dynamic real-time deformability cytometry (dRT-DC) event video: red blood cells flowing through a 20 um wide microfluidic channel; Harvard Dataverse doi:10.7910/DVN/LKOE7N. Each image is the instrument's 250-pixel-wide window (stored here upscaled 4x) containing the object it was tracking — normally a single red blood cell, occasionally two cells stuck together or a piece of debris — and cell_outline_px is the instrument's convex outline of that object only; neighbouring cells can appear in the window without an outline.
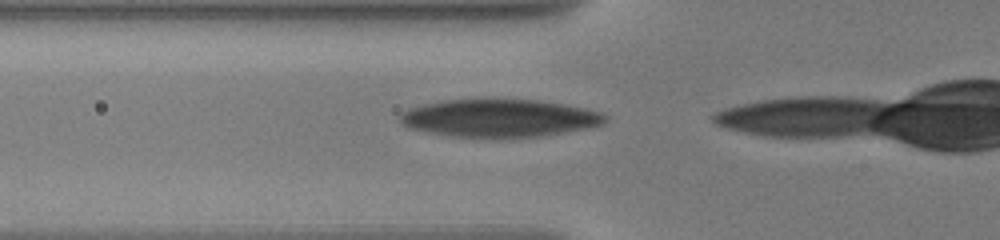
{"species": "human", "species_latin": "Homo sapiens", "temperature_condition": "warm", "stored_images_in_passage": 4, "segment_of_instrument_passage": [1, 2], "camera_frame_rate_fps": 3000, "um_per_image_px": 0.085, "donor": {"sex": "male"}, "frame": {"image": 1, "passage_image": 2, "time_ms": 0.333, "image_size_px": [1000, 240], "cell_outline_px": [[608, 116], [604, 124], [544, 136], [496, 140], [452, 136], [428, 132], [408, 128], [400, 124], [400, 112], [408, 108], [420, 104], [440, 100], [488, 96], [492, 96], [540, 100], [564, 104], [584, 108], [600, 112]], "centroid_in_image_um": [42.37, 10.02], "position_along_channel_um": 83.4, "area_um2": 47.51}}